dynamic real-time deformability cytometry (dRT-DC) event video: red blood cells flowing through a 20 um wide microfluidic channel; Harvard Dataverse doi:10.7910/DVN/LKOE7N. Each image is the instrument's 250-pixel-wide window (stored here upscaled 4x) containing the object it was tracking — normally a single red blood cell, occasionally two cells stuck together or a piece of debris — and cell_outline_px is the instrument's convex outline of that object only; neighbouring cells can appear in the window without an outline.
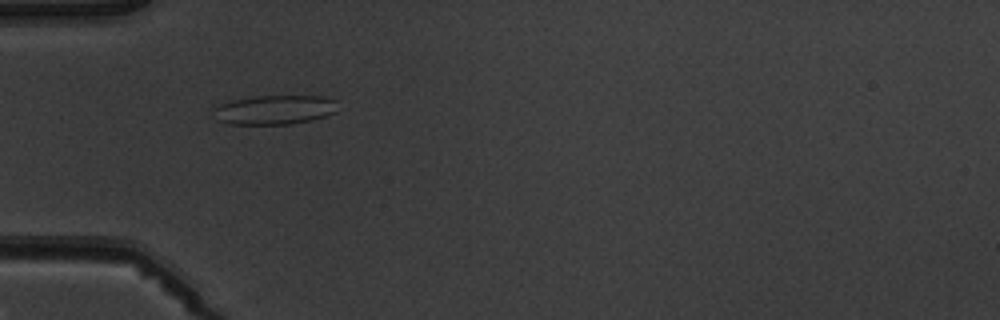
{"species": "common noctule bat (a hibernating species)", "species_latin": "Nyctalus noctula", "temperature_condition": "warm", "stored_images_in_passage": 1, "camera_frame_rate_fps": 3000, "um_per_image_px": 0.085, "animal": {"sex": "male", "body_mass_g": 19.5, "forearm_length_mm": 54.6}, "frame": {"image": 1, "passage_image": 1, "time_ms": 0.0, "image_size_px": [1000, 320], "cell_outline_px": [[336, 112], [312, 120], [288, 124], [228, 124], [216, 120], [212, 108], [228, 100], [256, 96], [320, 96], [336, 100]], "centroid_in_image_um": [23.28, 9.33], "position_along_channel_um": 61.7, "area_um2": 21.33}}